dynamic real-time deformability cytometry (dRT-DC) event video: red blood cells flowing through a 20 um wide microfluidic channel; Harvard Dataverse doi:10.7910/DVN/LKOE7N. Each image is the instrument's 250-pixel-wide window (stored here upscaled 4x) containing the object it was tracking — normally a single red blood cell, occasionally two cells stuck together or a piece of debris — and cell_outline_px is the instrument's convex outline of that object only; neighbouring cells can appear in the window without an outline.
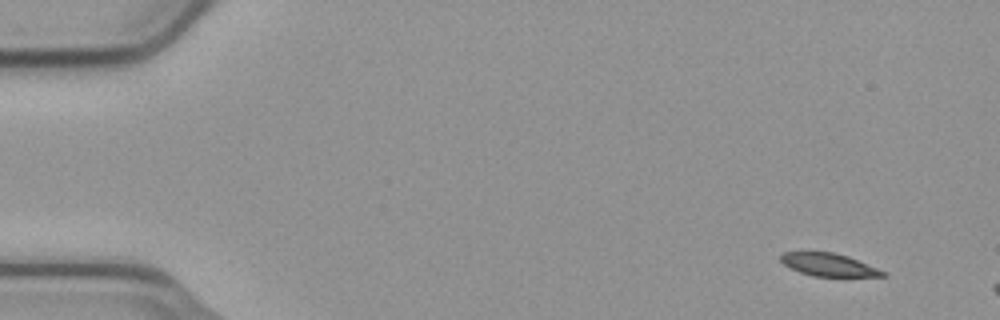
{"species": "common noctule bat (a hibernating species)", "species_latin": "Nyctalus noctula", "temperature_condition": "cold", "stored_images_in_passage": 10, "camera_frame_rate_fps": 3000, "um_per_image_px": 0.085, "animal": {"sex": "male", "body_mass_g": 23.1, "forearm_length_mm": 52.7}, "frame": {"image": 1, "passage_image": 4, "time_ms": 1.0, "image_size_px": [1000, 320], "cell_outline_px": [[888, 276], [844, 280], [812, 276], [800, 272], [784, 264], [780, 260], [780, 256], [784, 252], [808, 248], [832, 252], [848, 256], [876, 268], [884, 272]], "centroid_in_image_um": [70.44, 22.52], "position_along_channel_um": 14.6, "area_um2": 15.03}}